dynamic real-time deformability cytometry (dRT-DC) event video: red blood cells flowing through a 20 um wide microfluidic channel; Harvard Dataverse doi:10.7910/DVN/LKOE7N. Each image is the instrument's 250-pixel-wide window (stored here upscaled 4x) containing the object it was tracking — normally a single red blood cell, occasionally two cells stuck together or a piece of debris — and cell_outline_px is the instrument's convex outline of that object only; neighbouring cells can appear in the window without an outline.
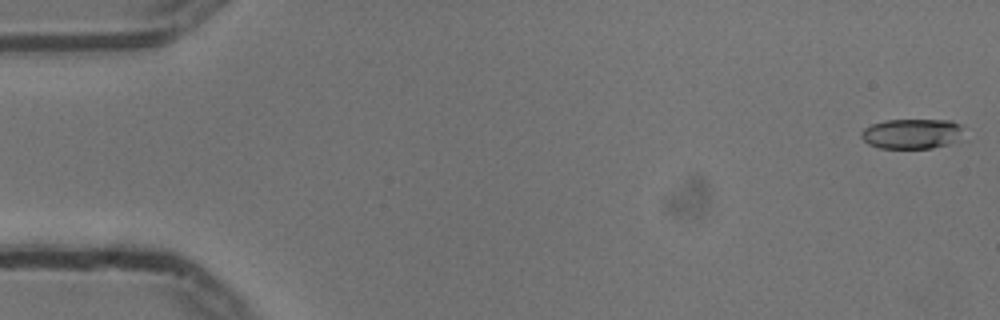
{"species": "common noctule bat (a hibernating species)", "species_latin": "Nyctalus noctula", "temperature_condition": "cold", "stored_images_in_passage": 55, "camera_frame_rate_fps": 3000, "um_per_image_px": 0.085, "animal": {"sex": "male", "body_mass_g": 13.3}, "frame": {"image": 1, "passage_image": 1, "time_ms": 0.0, "image_size_px": [1000, 320], "cell_outline_px": [[964, 124], [956, 140], [948, 144], [932, 148], [880, 148], [868, 144], [860, 136], [860, 132], [864, 128], [872, 124], [884, 120], [952, 120]], "centroid_in_image_um": [77.48, 11.35], "position_along_channel_um": 7.5, "area_um2": 17.92}}
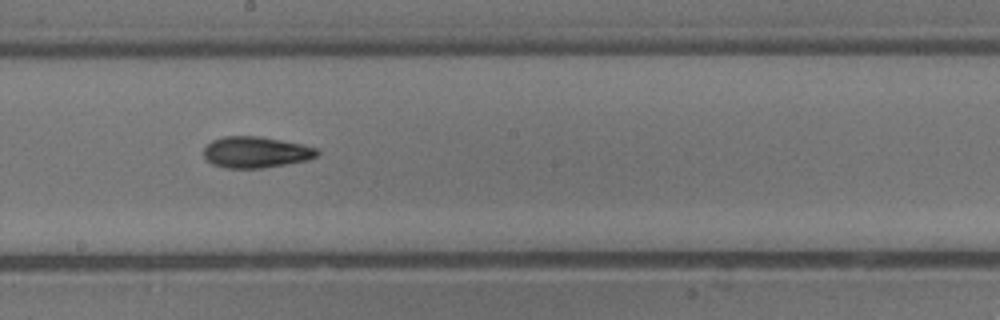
{"frame": {"image": 2, "passage_image": 30, "time_ms": 9.667, "image_size_px": [1000, 320], "cell_outline_px": [[320, 152], [316, 156], [308, 160], [260, 168], [224, 168], [212, 164], [204, 156], [204, 148], [212, 140], [224, 136], [260, 136], [304, 144], [320, 148]], "centroid_in_image_um": [21.78, 12.92], "position_along_channel_um": 226.4, "area_um2": 20.75}}
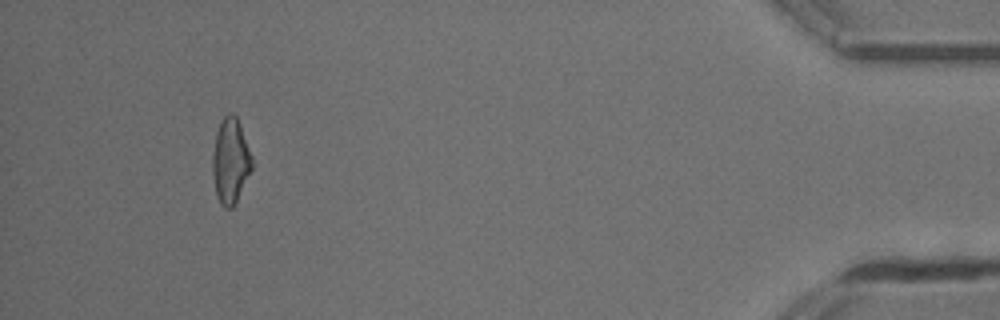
{"frame": {"image": 3, "passage_image": 51, "time_ms": 16.667, "image_size_px": [1000, 320], "cell_outline_px": [[252, 168], [232, 208], [224, 208], [220, 204], [216, 196], [212, 172], [212, 156], [216, 132], [220, 120], [228, 112], [232, 112], [236, 116], [240, 124], [252, 156]], "centroid_in_image_um": [19.57, 13.64], "position_along_channel_um": 415.6, "area_um2": 19.59}, "authors_computed_cell_mechanics": {"area_um2": 19.5942, "velocity_mm_per_s": 3.7472, "shape_relaxation_time_tau1_ms": 4.4129, "shape_relaxation_time_tau2_ms": 3.8607, "deformation_change_tau1": 0.1675, "deformation_change_tau2": 0.1221}}